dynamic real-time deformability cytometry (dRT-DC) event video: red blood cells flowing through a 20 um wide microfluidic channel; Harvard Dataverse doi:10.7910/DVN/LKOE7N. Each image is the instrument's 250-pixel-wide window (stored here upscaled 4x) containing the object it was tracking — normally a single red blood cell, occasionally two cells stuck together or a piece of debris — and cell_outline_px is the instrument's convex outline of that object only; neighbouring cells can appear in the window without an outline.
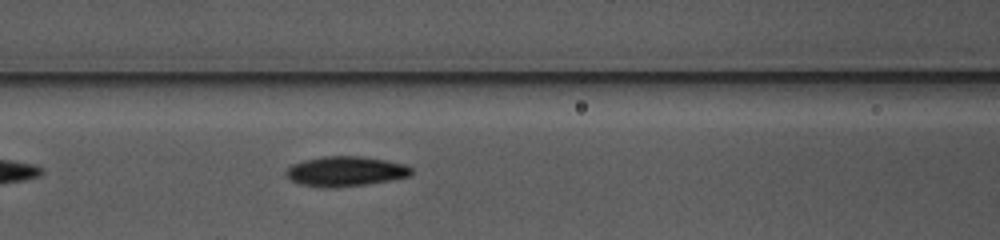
{"species": "common noctule bat (a hibernating species)", "species_latin": "Nyctalus noctula", "temperature_condition": "warm", "stored_images_in_passage": 26, "camera_frame_rate_fps": 3000, "um_per_image_px": 0.085, "animal": {"sex": "female", "body_mass_g": 10.0, "forearm_length_mm": 53.1}, "frame": {"image": 1, "passage_image": 10, "time_ms": 3.0, "image_size_px": [1000, 240], "cell_outline_px": [[412, 172], [408, 176], [388, 180], [364, 184], [332, 188], [320, 188], [300, 184], [292, 180], [284, 172], [292, 164], [304, 160], [324, 156], [356, 156], [384, 160], [404, 164], [412, 168]], "centroid_in_image_um": [29.32, 14.57], "position_along_channel_um": 137.3, "area_um2": 21.56}}
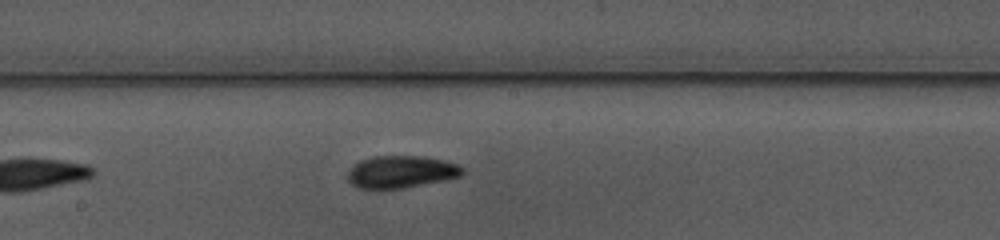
{"frame": {"image": 2, "passage_image": 16, "time_ms": 5.0, "image_size_px": [1000, 240], "cell_outline_px": [[464, 172], [460, 176], [444, 180], [400, 188], [360, 188], [352, 184], [348, 180], [348, 168], [352, 164], [360, 160], [376, 156], [424, 156], [444, 160], [456, 164], [464, 168]], "centroid_in_image_um": [34.07, 14.58], "position_along_channel_um": 214.1, "area_um2": 21.44}}
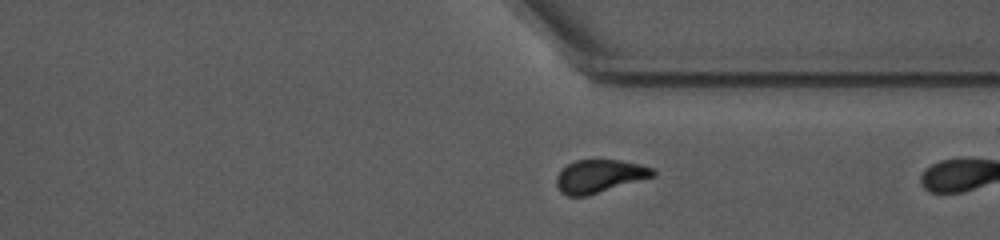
{"frame": {"image": 3, "passage_image": 25, "time_ms": 8.0, "image_size_px": [1000, 240], "cell_outline_px": [[656, 176], [588, 196], [568, 196], [560, 192], [556, 184], [556, 176], [568, 164], [576, 160], [620, 160], [640, 164], [656, 168]], "centroid_in_image_um": [51.0, 14.98], "position_along_channel_um": 360.4, "area_um2": 18.79}}